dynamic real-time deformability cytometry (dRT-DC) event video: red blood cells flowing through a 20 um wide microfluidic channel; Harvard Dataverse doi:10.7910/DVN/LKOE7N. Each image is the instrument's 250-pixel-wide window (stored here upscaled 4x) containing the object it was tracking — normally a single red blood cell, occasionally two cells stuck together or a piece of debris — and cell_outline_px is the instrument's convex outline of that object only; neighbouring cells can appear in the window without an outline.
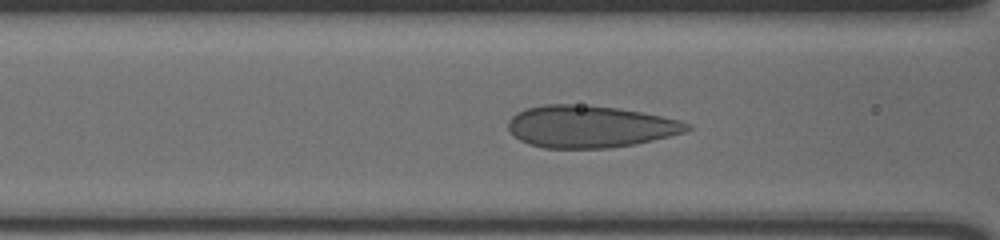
{"species": "human", "species_latin": "Homo sapiens", "temperature_condition": "cold", "stored_images_in_passage": 42, "camera_frame_rate_fps": 3000, "um_per_image_px": 0.085, "donor": {"sex": "male"}, "frame": {"image": 1, "passage_image": 19, "time_ms": 6.0, "image_size_px": [1000, 240], "cell_outline_px": [[692, 128], [684, 132], [652, 140], [632, 144], [608, 148], [544, 148], [528, 144], [520, 140], [508, 128], [508, 120], [516, 112], [528, 108], [544, 104], [572, 104], [616, 108], [640, 112], [680, 120], [692, 124]], "centroid_in_image_um": [50.13, 10.76], "position_along_channel_um": 116.5, "area_um2": 43.52}}
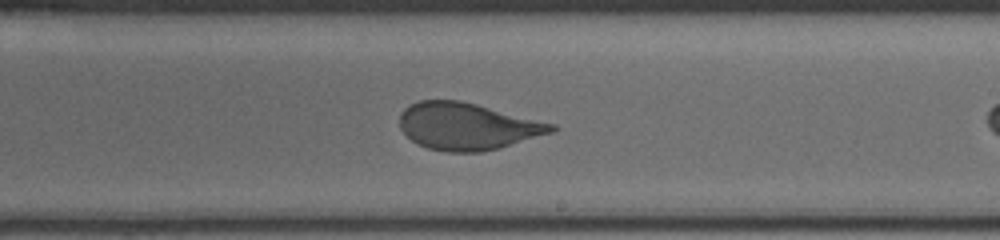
{"frame": {"image": 2, "passage_image": 30, "time_ms": 9.667, "image_size_px": [1000, 240], "cell_outline_px": [[556, 132], [500, 148], [480, 152], [444, 152], [428, 148], [412, 140], [400, 128], [400, 112], [408, 104], [420, 100], [460, 100], [556, 124]], "centroid_in_image_um": [39.74, 10.74], "position_along_channel_um": 249.3, "area_um2": 41.79}}
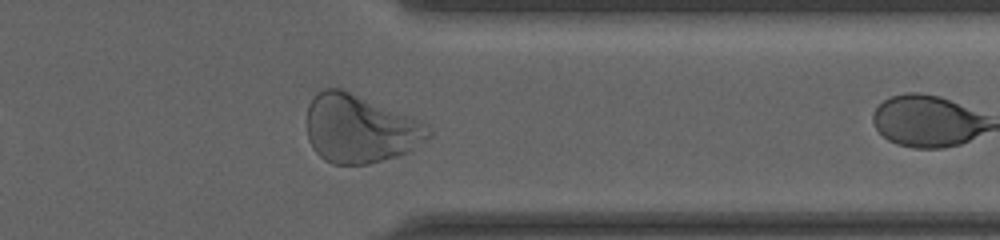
{"frame": {"image": 3, "passage_image": 41, "time_ms": 13.333, "image_size_px": [1000, 240], "cell_outline_px": [[432, 136], [408, 152], [396, 156], [368, 164], [332, 164], [324, 160], [312, 148], [308, 140], [308, 104], [312, 96], [316, 92], [324, 88], [340, 88], [428, 124], [432, 128]], "centroid_in_image_um": [30.58, 10.95], "position_along_channel_um": 380.8, "area_um2": 48.21}}